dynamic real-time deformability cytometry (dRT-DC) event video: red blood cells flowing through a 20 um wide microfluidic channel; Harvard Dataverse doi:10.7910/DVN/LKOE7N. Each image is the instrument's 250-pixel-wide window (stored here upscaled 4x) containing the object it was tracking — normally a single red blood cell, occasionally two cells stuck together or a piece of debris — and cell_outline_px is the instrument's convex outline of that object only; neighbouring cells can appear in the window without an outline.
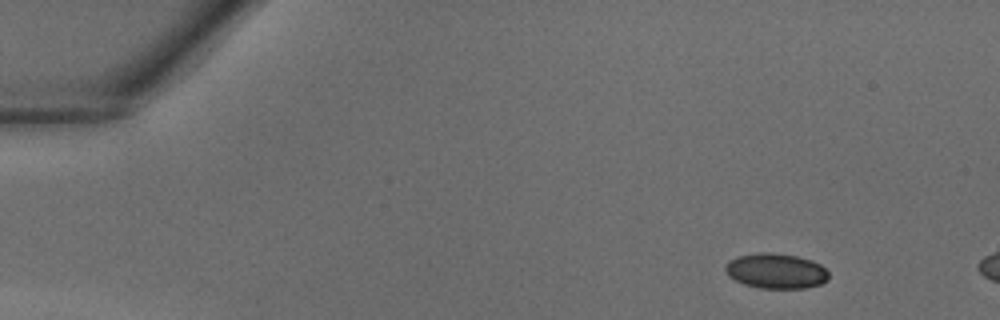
{"species": "common noctule bat (a hibernating species)", "species_latin": "Nyctalus noctula", "temperature_condition": "warm", "stored_images_in_passage": 8, "camera_frame_rate_fps": 3000, "um_per_image_px": 0.085, "animal": {"sex": "male", "body_mass_g": 18.8}, "frame": {"image": 1, "passage_image": 4, "time_ms": 1.0, "image_size_px": [1000, 320], "cell_outline_px": [[828, 280], [820, 284], [804, 288], [760, 288], [744, 284], [728, 276], [724, 268], [736, 256], [756, 252], [772, 252], [796, 256], [812, 260], [820, 264], [828, 272]], "centroid_in_image_um": [65.96, 23.02], "position_along_channel_um": 19.0, "area_um2": 21.15}}